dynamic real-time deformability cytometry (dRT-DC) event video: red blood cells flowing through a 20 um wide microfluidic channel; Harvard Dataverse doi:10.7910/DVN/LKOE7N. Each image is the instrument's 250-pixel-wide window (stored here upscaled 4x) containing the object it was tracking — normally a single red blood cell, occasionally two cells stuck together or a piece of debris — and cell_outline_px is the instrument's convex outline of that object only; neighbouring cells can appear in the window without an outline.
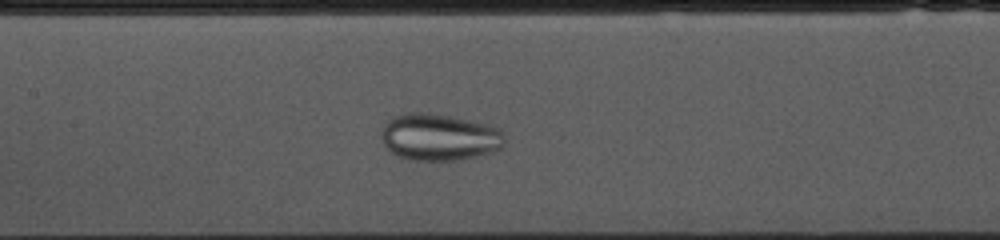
{"species": "common noctule bat (a hibernating species)", "species_latin": "Nyctalus noctula", "temperature_condition": "cold", "stored_images_in_passage": 43, "camera_frame_rate_fps": 3000, "um_per_image_px": 0.085, "animal": {"sex": "female", "body_mass_g": 10.0, "forearm_length_mm": 53.1}, "frame": {"image": 1, "passage_image": 23, "time_ms": 7.333, "image_size_px": [1000, 240], "cell_outline_px": [[504, 140], [500, 148], [492, 152], [476, 156], [456, 160], [412, 160], [396, 156], [384, 144], [380, 136], [380, 132], [384, 124], [392, 116], [408, 112], [424, 112], [452, 116], [492, 124], [500, 128], [504, 132]], "centroid_in_image_um": [37.33, 11.63], "position_along_channel_um": 170.1, "area_um2": 34.1}}
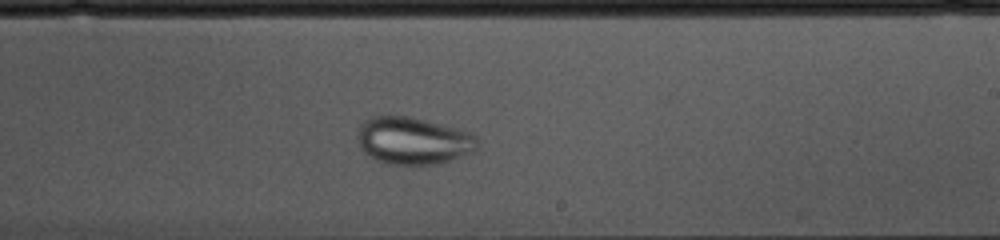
{"frame": {"image": 2, "passage_image": 30, "time_ms": 9.667, "image_size_px": [1000, 240], "cell_outline_px": [[476, 148], [472, 152], [440, 164], [392, 164], [376, 160], [364, 152], [360, 148], [356, 132], [360, 124], [364, 120], [372, 116], [412, 116], [472, 132], [476, 136]], "centroid_in_image_um": [35.1, 11.94], "position_along_channel_um": 253.9, "area_um2": 33.18}}
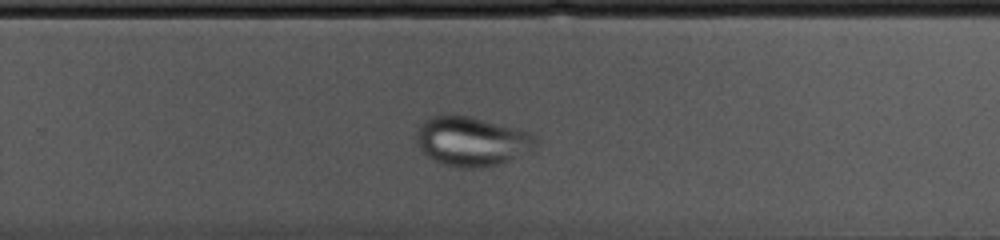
{"frame": {"image": 3, "passage_image": 33, "time_ms": 10.667, "image_size_px": [1000, 240], "cell_outline_px": [[536, 152], [496, 164], [476, 168], [468, 168], [448, 164], [436, 160], [428, 156], [420, 148], [416, 140], [416, 132], [420, 124], [424, 120], [432, 116], [468, 116], [484, 120], [528, 132], [536, 136]], "centroid_in_image_um": [40.14, 12.02], "position_along_channel_um": 289.7, "area_um2": 33.81}}